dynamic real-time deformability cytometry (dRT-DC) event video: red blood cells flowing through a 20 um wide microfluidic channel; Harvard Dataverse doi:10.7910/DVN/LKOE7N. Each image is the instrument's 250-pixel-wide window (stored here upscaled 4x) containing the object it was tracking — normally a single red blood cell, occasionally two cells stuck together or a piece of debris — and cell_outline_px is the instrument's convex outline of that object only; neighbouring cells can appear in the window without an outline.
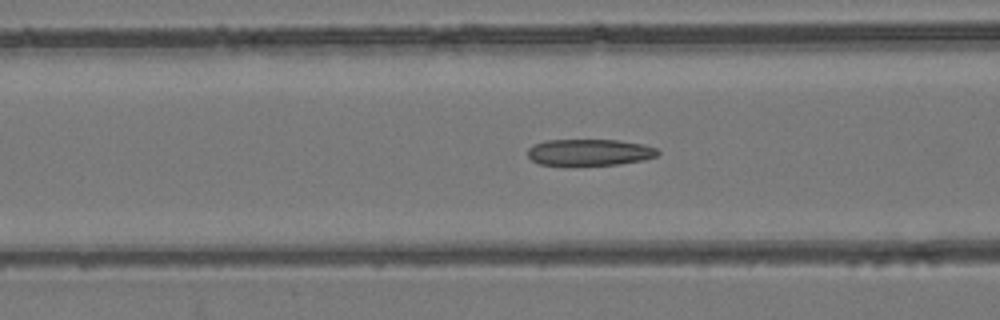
{"species": "common noctule bat (a hibernating species)", "species_latin": "Nyctalus noctula", "temperature_condition": "room temperature", "stored_images_in_passage": 54, "camera_frame_rate_fps": 3000, "um_per_image_px": 0.085, "animal": {"sex": "female", "body_mass_g": 24.6, "forearm_length_mm": 56.2}, "frame": {"image": 1, "passage_image": 22, "time_ms": 7.0, "image_size_px": [1000, 320], "cell_outline_px": [[660, 152], [656, 156], [644, 160], [620, 164], [568, 168], [540, 164], [532, 160], [528, 156], [528, 148], [532, 144], [548, 140], [616, 140], [644, 144], [656, 148]], "centroid_in_image_um": [50.06, 12.99], "position_along_channel_um": 116.5, "area_um2": 20.98}}
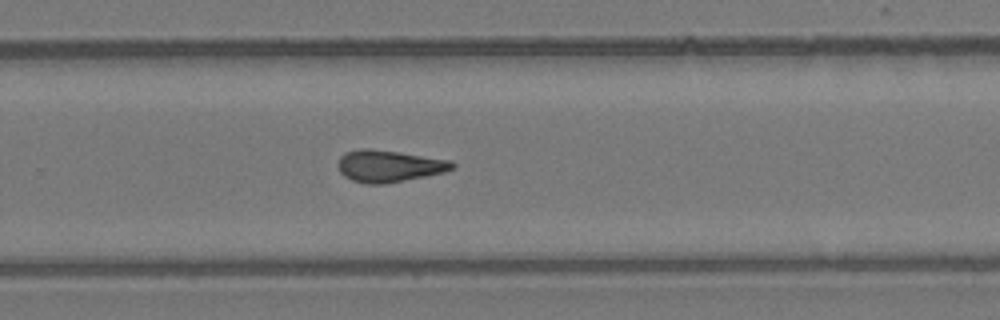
{"frame": {"image": 2, "passage_image": 36, "time_ms": 11.667, "image_size_px": [1000, 320], "cell_outline_px": [[456, 168], [444, 172], [384, 184], [364, 184], [352, 180], [344, 176], [340, 172], [336, 164], [340, 156], [344, 152], [360, 148], [368, 148], [452, 160], [456, 164]], "centroid_in_image_um": [33.03, 14.11], "position_along_channel_um": 296.8, "area_um2": 21.33}}
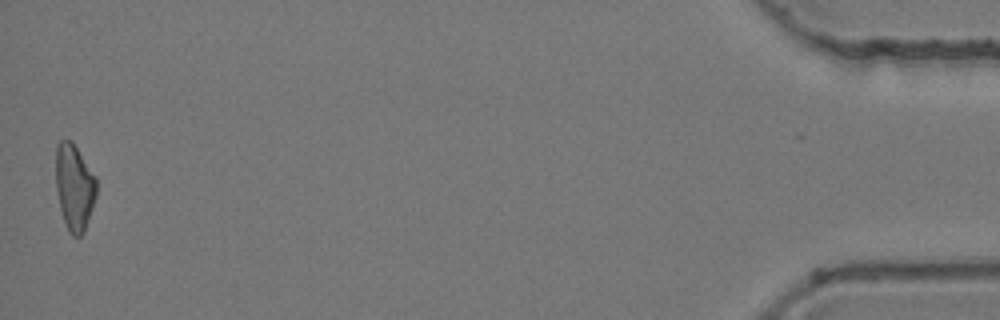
{"frame": {"image": 3, "passage_image": 54, "time_ms": 17.667, "image_size_px": [1000, 320], "cell_outline_px": [[96, 196], [84, 232], [80, 236], [72, 236], [68, 232], [60, 208], [56, 188], [56, 144], [60, 140], [72, 140], [96, 176]], "centroid_in_image_um": [6.32, 15.88], "position_along_channel_um": 428.9, "area_um2": 20.52}, "authors_computed_cell_mechanics": {"area_um2": 20.9814, "velocity_mm_per_s": 3.8601, "shape_relaxation_time_tau1_ms": null, "shape_relaxation_time_tau2_ms": 3.3227, "deformation_change_tau1": null, "deformation_change_tau2": 0.1265}}